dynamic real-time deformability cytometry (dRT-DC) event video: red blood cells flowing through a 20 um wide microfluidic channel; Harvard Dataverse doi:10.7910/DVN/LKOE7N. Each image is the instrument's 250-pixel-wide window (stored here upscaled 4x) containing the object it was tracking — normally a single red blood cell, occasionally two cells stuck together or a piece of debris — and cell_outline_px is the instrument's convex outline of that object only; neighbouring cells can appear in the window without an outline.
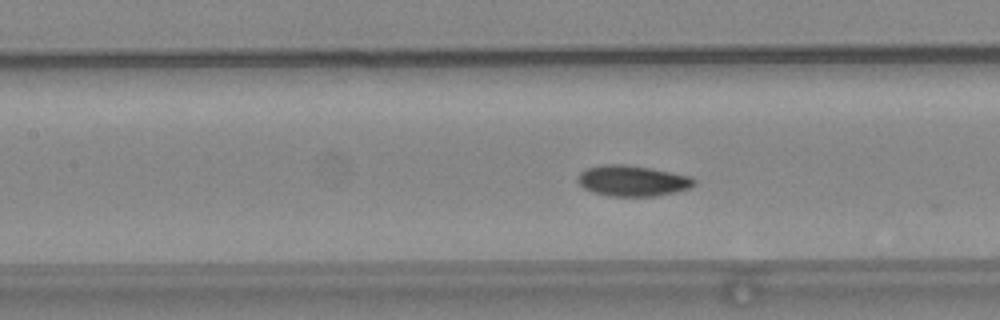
{"species": "common noctule bat (a hibernating species)", "species_latin": "Nyctalus noctula", "temperature_condition": "warm", "stored_images_in_passage": 37, "camera_frame_rate_fps": 3000, "um_per_image_px": 0.085, "animal": {"sex": "female", "body_mass_g": 24.6, "forearm_length_mm": 56.2}, "frame": {"image": 1, "passage_image": 7, "time_ms": 2.0, "image_size_px": [1000, 320], "cell_outline_px": [[696, 184], [688, 188], [676, 192], [656, 196], [612, 196], [592, 192], [584, 188], [576, 180], [576, 176], [584, 168], [604, 164], [624, 164], [652, 168], [692, 176], [696, 180]], "centroid_in_image_um": [53.75, 15.35], "position_along_channel_um": 153.7, "area_um2": 21.15}}
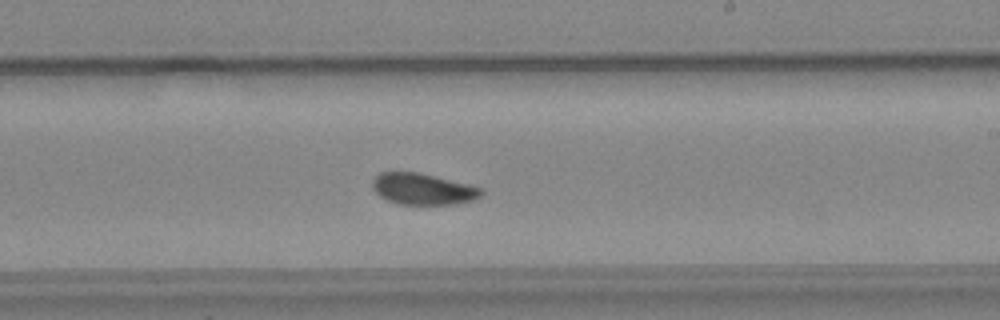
{"frame": {"image": 2, "passage_image": 15, "time_ms": 4.667, "image_size_px": [1000, 320], "cell_outline_px": [[484, 192], [480, 196], [472, 200], [456, 204], [396, 204], [380, 196], [372, 188], [372, 180], [380, 172], [420, 172], [472, 184], [480, 188]], "centroid_in_image_um": [35.96, 16.05], "position_along_channel_um": 253.0, "area_um2": 20.06}}
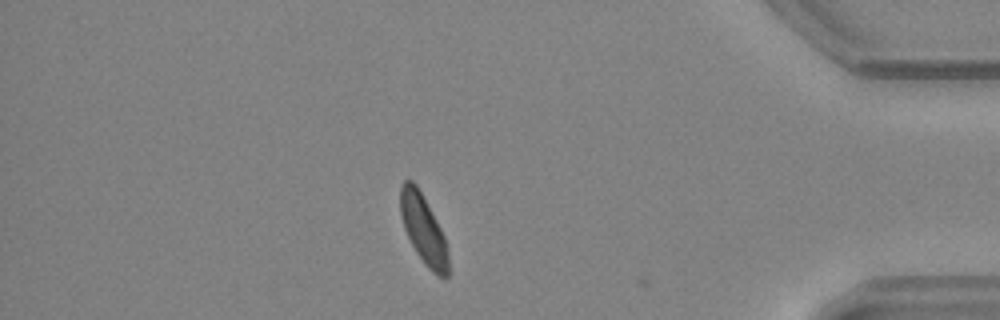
{"frame": {"image": 3, "passage_image": 30, "time_ms": 9.667, "image_size_px": [1000, 320], "cell_outline_px": [[448, 276], [444, 280], [436, 276], [428, 268], [416, 252], [404, 228], [400, 212], [400, 184], [404, 180], [412, 180], [416, 184], [440, 228], [444, 236], [448, 248]], "centroid_in_image_um": [35.99, 19.52], "position_along_channel_um": 399.2, "area_um2": 19.19}, "authors_computed_cell_mechanics": {"area_um2": 20.2878, "velocity_mm_per_s": 3.7407, "shape_relaxation_time_tau1_ms": 6.6484, "shape_relaxation_time_tau2_ms": 4.0815, "deformation_change_tau1": 0.1377, "deformation_change_tau2": 0.086}}